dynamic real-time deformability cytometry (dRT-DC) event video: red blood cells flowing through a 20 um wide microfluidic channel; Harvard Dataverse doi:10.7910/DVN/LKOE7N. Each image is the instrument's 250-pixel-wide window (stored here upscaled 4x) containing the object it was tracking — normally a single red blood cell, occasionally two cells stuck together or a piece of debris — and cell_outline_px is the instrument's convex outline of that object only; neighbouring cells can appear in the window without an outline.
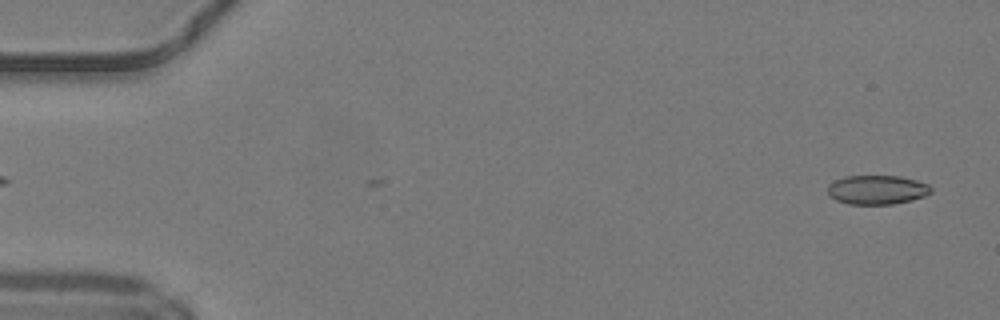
{"species": "common noctule bat (a hibernating species)", "species_latin": "Nyctalus noctula", "temperature_condition": "warm", "stored_images_in_passage": 48, "camera_frame_rate_fps": 3000, "um_per_image_px": 0.085, "animal": {"sex": "male", "body_mass_g": 19.2, "forearm_length_mm": 51.8}, "frame": {"image": 1, "passage_image": 1, "time_ms": 0.0, "image_size_px": [1000, 320], "cell_outline_px": [[932, 192], [924, 196], [912, 200], [892, 204], [848, 204], [836, 200], [828, 192], [828, 184], [844, 176], [900, 176], [916, 180], [928, 184], [932, 188]], "centroid_in_image_um": [74.57, 16.13], "position_along_channel_um": 10.4, "area_um2": 17.51}}
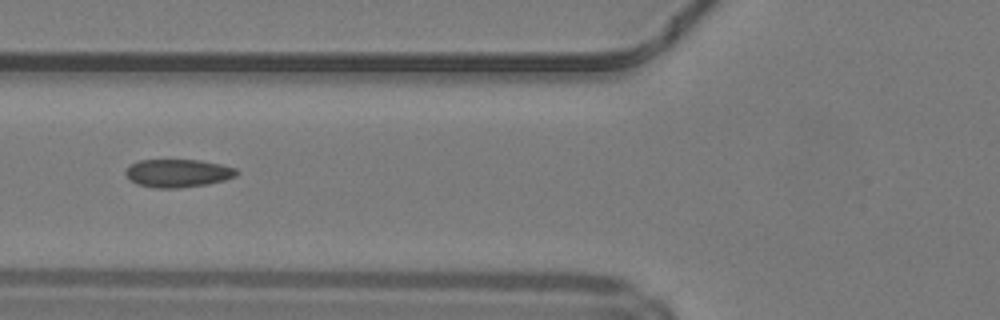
{"frame": {"image": 2, "passage_image": 18, "time_ms": 5.667, "image_size_px": [1000, 320], "cell_outline_px": [[240, 172], [236, 176], [224, 180], [208, 184], [180, 188], [156, 188], [136, 184], [124, 172], [128, 164], [140, 160], [200, 160], [220, 164], [236, 168]], "centroid_in_image_um": [15.12, 14.72], "position_along_channel_um": 110.7, "area_um2": 18.26}}
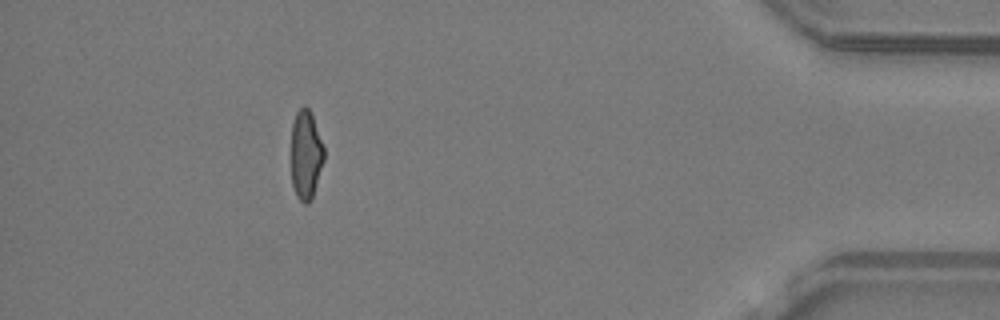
{"frame": {"image": 3, "passage_image": 43, "time_ms": 14.0, "image_size_px": [1000, 320], "cell_outline_px": [[324, 160], [312, 200], [308, 204], [304, 204], [296, 196], [292, 184], [292, 124], [296, 112], [304, 104], [312, 112], [324, 148]], "centroid_in_image_um": [26.01, 13.16], "position_along_channel_um": 409.2, "area_um2": 17.22}, "authors_computed_cell_mechanics": {"area_um2": 18.0336, "velocity_mm_per_s": 4.2617, "shape_relaxation_time_tau1_ms": null, "shape_relaxation_time_tau2_ms": 1.9666, "deformation_change_tau1": null, "deformation_change_tau2": 0.0636}}